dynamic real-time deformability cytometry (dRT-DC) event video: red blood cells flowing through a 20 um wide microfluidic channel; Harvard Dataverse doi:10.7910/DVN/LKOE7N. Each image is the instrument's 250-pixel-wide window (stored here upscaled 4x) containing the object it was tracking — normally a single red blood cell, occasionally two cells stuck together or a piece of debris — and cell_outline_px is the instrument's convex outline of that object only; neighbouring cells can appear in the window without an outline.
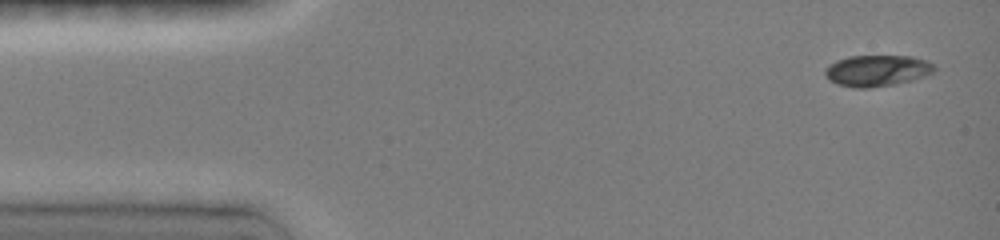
{"species": "common noctule bat (a hibernating species)", "species_latin": "Nyctalus noctula", "temperature_condition": "room temperature", "stored_images_in_passage": 4, "camera_frame_rate_fps": 3000, "um_per_image_px": 0.085, "animal": {"sex": "female", "body_mass_g": 19.0, "forearm_length_mm": 51.5}, "frame": {"image": 1, "passage_image": 1, "time_ms": 0.0, "image_size_px": [1000, 240], "cell_outline_px": [[936, 68], [932, 72], [924, 76], [912, 80], [896, 84], [868, 88], [852, 88], [836, 84], [828, 80], [824, 72], [828, 64], [836, 60], [848, 56], [912, 56], [928, 60], [936, 64]], "centroid_in_image_um": [74.54, 6.0], "position_along_channel_um": 10.5, "area_um2": 20.23}}
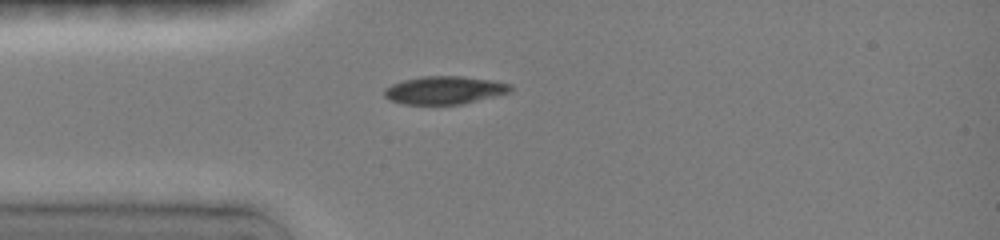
{"frame": {"image": 2, "passage_image": 4, "time_ms": 3.333, "image_size_px": [1000, 240], "cell_outline_px": [[512, 92], [464, 104], [404, 104], [388, 100], [384, 96], [384, 88], [392, 84], [404, 80], [424, 76], [460, 76], [488, 80], [512, 84]], "centroid_in_image_um": [37.78, 7.67], "position_along_channel_um": 47.2, "area_um2": 20.58}}